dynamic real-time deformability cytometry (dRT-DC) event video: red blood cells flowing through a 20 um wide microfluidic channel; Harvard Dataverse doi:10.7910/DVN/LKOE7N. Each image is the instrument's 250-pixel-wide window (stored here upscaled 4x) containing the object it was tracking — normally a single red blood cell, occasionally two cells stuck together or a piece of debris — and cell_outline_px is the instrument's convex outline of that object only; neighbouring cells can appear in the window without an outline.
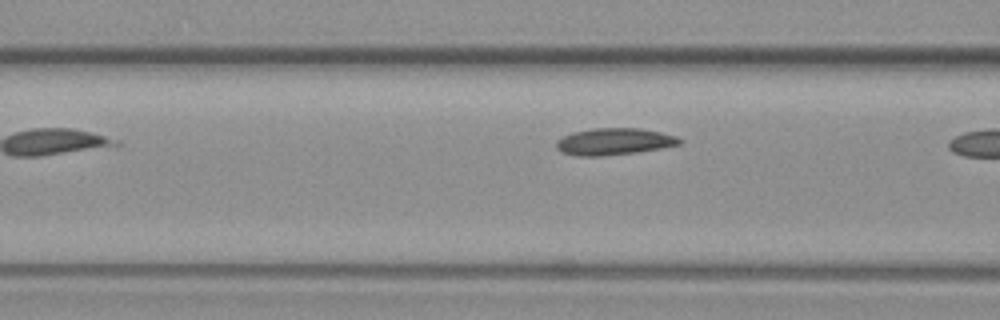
{"species": "common noctule bat (a hibernating species)", "species_latin": "Nyctalus noctula", "temperature_condition": "warm", "stored_images_in_passage": 5, "camera_frame_rate_fps": 3000, "um_per_image_px": 0.085, "animal": {"sex": "female", "body_mass_g": 19.3, "forearm_length_mm": 54.1}, "frame": {"image": 1, "passage_image": 4, "time_ms": 3.667, "image_size_px": [1000, 320], "cell_outline_px": [[684, 140], [680, 144], [660, 148], [636, 152], [604, 156], [576, 156], [560, 152], [556, 148], [556, 140], [572, 132], [592, 128], [640, 128], [660, 132], [676, 136]], "centroid_in_image_um": [52.17, 12.03], "position_along_channel_um": 114.4, "area_um2": 19.36}}